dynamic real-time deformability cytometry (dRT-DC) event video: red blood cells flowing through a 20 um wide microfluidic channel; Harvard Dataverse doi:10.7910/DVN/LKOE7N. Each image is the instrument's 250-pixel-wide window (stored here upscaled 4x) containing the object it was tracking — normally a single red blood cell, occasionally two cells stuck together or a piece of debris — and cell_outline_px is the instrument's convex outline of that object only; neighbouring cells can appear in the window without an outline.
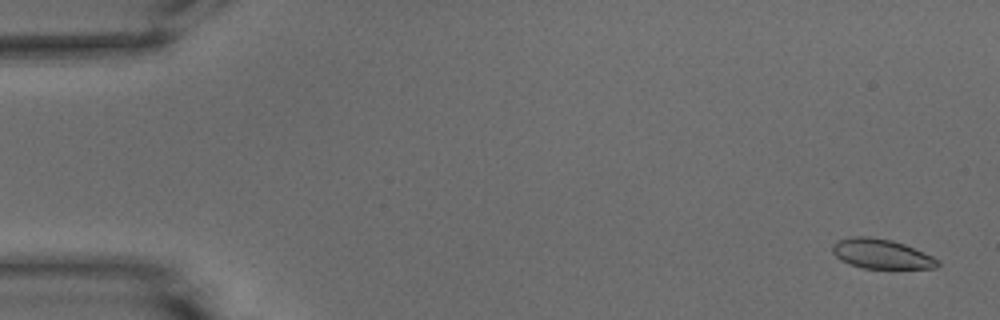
{"species": "common noctule bat (a hibernating species)", "species_latin": "Nyctalus noctula", "temperature_condition": "warm", "stored_images_in_passage": 53, "camera_frame_rate_fps": 3000, "um_per_image_px": 0.085, "animal": {"sex": "male", "body_mass_g": 15.6}, "frame": {"image": 1, "passage_image": 2, "time_ms": 0.333, "image_size_px": [1000, 320], "cell_outline_px": [[940, 264], [936, 268], [864, 268], [848, 264], [840, 260], [832, 252], [832, 244], [836, 240], [852, 236], [868, 236], [892, 240], [904, 244], [932, 256], [940, 260]], "centroid_in_image_um": [74.88, 21.57], "position_along_channel_um": 10.1, "area_um2": 18.26}}
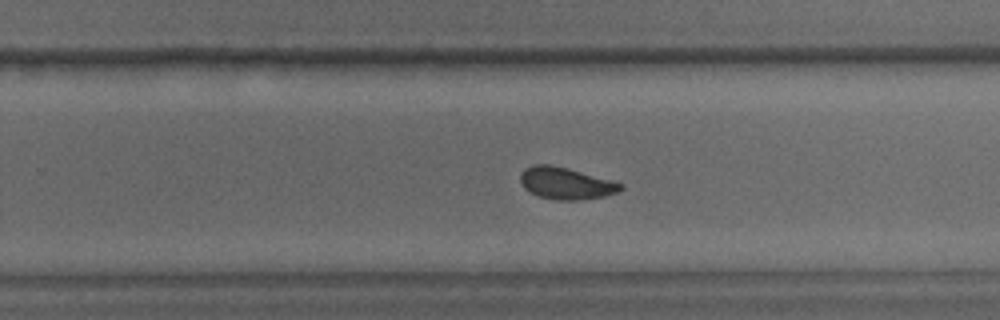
{"frame": {"image": 2, "passage_image": 34, "time_ms": 11.0, "image_size_px": [1000, 320], "cell_outline_px": [[624, 188], [616, 192], [604, 196], [580, 200], [556, 200], [540, 196], [524, 188], [520, 180], [520, 176], [524, 168], [532, 164], [548, 164], [568, 168], [624, 184]], "centroid_in_image_um": [48.09, 15.57], "position_along_channel_um": 281.7, "area_um2": 18.5}}
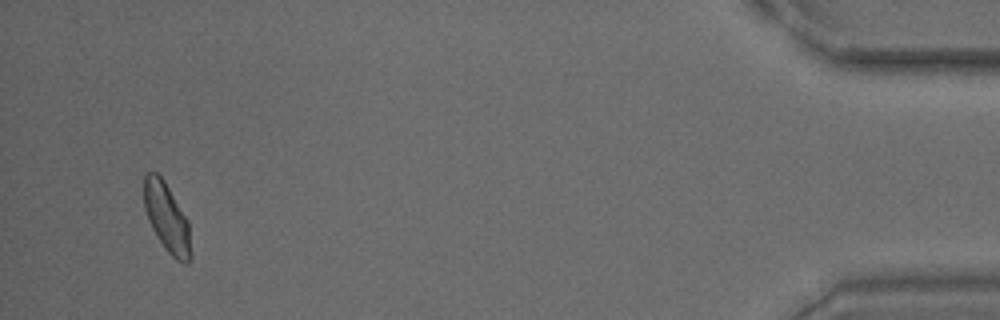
{"frame": {"image": 3, "passage_image": 51, "time_ms": 16.667, "image_size_px": [1000, 320], "cell_outline_px": [[192, 256], [188, 264], [184, 264], [176, 260], [164, 248], [152, 228], [148, 220], [144, 208], [144, 172], [156, 172], [164, 180], [188, 220]], "centroid_in_image_um": [14.19, 18.52], "position_along_channel_um": 421.0, "area_um2": 18.96}, "authors_computed_cell_mechanics": {"area_um2": 18.7272, "velocity_mm_per_s": 3.8173, "shape_relaxation_time_tau1_ms": 4.2498, "shape_relaxation_time_tau2_ms": 0.8717, "deformation_change_tau1": 0.0939, "deformation_change_tau2": 0.0557}}